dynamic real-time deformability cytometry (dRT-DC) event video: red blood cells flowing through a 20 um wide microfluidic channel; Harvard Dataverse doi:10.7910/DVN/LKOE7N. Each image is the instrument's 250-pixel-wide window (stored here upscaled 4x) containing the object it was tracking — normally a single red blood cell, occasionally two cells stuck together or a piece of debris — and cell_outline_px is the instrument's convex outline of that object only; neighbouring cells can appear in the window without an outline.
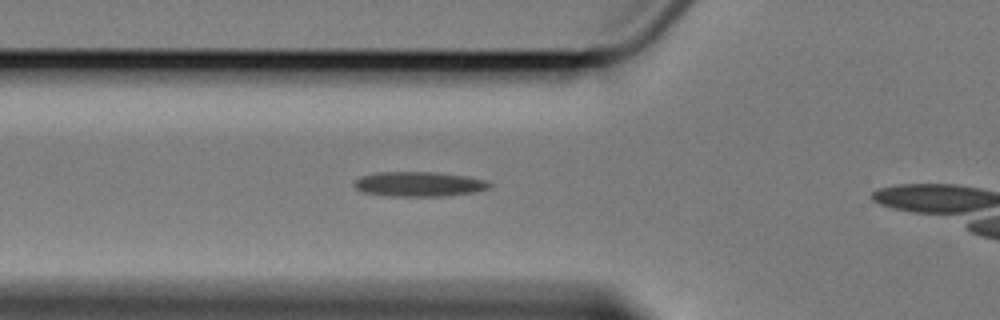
{"species": "Egyptian fruit bat (a non-hibernating species)", "species_latin": "Rousettus aegyptiacus", "temperature_condition": "cold", "stored_images_in_passage": 5, "camera_frame_rate_fps": 3000, "um_per_image_px": 0.085, "animal": {"sex": "female"}, "frame": {"image": 1, "passage_image": 4, "time_ms": 3.333, "image_size_px": [1000, 320], "cell_outline_px": [[492, 184], [488, 188], [472, 192], [444, 196], [392, 196], [364, 192], [356, 188], [352, 184], [360, 176], [376, 172], [436, 172], [468, 176], [488, 180]], "centroid_in_image_um": [35.62, 15.63], "position_along_channel_um": 90.2, "area_um2": 19.54}}